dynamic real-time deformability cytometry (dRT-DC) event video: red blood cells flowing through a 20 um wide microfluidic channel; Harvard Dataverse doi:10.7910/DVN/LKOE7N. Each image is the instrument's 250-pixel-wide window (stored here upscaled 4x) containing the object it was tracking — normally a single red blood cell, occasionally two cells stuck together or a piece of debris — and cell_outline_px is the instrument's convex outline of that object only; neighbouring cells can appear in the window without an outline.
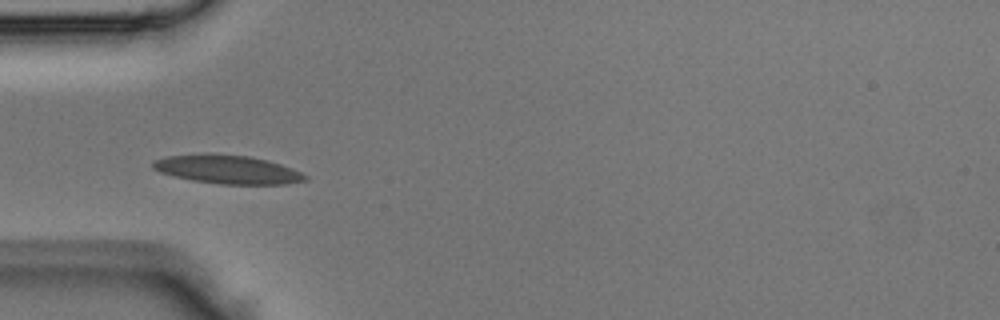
{"species": "Egyptian fruit bat (a non-hibernating species)", "species_latin": "Rousettus aegyptiacus", "temperature_condition": "room temperature", "stored_images_in_passage": 2, "camera_frame_rate_fps": 3000, "um_per_image_px": 0.085, "animal": {"sex": "male"}, "frame": {"image": 1, "passage_image": 2, "time_ms": 0.333, "image_size_px": [1000, 320], "cell_outline_px": [[308, 180], [284, 184], [220, 184], [192, 180], [172, 176], [160, 172], [152, 168], [152, 164], [156, 160], [168, 156], [204, 152], [248, 156], [280, 164], [292, 168], [308, 176]], "centroid_in_image_um": [19.31, 14.39], "position_along_channel_um": 65.7, "area_um2": 25.43}}